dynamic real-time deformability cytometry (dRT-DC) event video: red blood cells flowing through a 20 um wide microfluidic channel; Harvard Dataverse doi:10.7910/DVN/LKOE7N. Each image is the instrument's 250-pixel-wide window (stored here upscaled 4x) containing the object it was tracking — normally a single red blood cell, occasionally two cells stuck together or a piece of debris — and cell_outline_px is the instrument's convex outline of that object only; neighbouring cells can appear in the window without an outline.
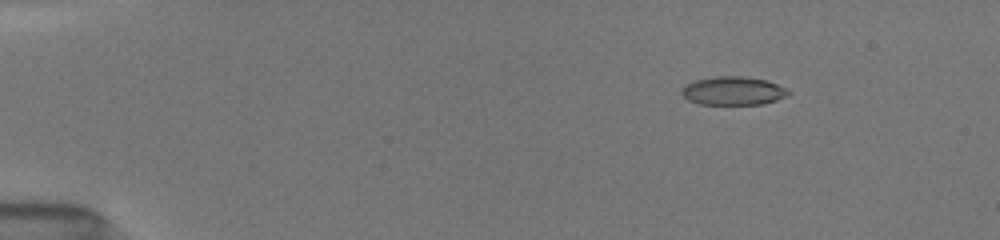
{"species": "common noctule bat (a hibernating species)", "species_latin": "Nyctalus noctula", "temperature_condition": "room temperature", "stored_images_in_passage": 12, "camera_frame_rate_fps": 3000, "um_per_image_px": 0.085, "animal": {"sex": "female", "body_mass_g": 19.5, "forearm_length_mm": 54.1}, "frame": {"image": 1, "passage_image": 7, "time_ms": 2.333, "image_size_px": [1000, 240], "cell_outline_px": [[792, 92], [776, 100], [764, 104], [700, 104], [688, 100], [680, 92], [680, 88], [692, 80], [716, 76], [744, 76], [768, 80]], "centroid_in_image_um": [62.27, 7.71], "position_along_channel_um": 22.7, "area_um2": 17.8}}
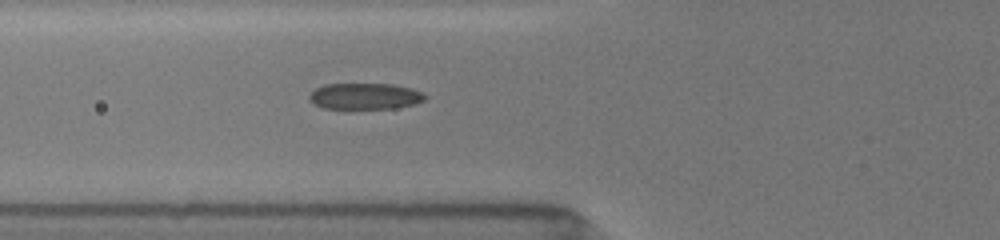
{"frame": {"image": 2, "passage_image": 12, "time_ms": 6.667, "image_size_px": [1000, 240], "cell_outline_px": [[428, 96], [424, 100], [412, 104], [396, 108], [324, 108], [312, 104], [308, 100], [308, 96], [316, 88], [324, 84], [392, 84], [412, 88], [424, 92]], "centroid_in_image_um": [31.02, 8.17], "position_along_channel_um": 94.8, "area_um2": 17.74}}